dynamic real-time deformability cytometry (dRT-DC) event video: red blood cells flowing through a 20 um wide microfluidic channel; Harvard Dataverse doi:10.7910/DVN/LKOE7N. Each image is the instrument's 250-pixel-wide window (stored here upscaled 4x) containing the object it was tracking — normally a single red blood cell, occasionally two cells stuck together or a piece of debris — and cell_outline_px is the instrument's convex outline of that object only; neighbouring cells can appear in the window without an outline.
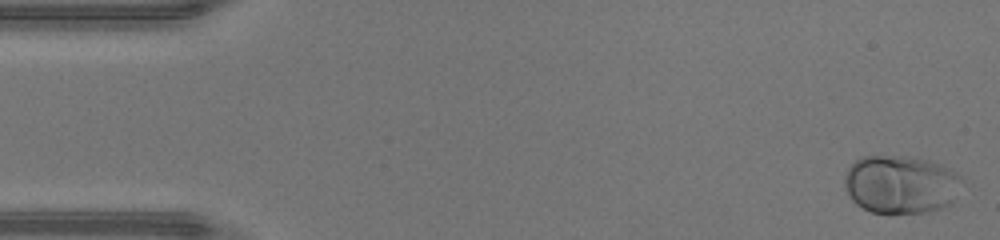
{"species": "human", "species_latin": "Homo sapiens", "temperature_condition": "warm", "stored_images_in_passage": 46, "camera_frame_rate_fps": 3000, "um_per_image_px": 0.085, "donor": {"sex": "male"}, "frame": {"image": 1, "passage_image": 1, "time_ms": 0.0, "image_size_px": [1000, 240], "cell_outline_px": [[960, 180], [952, 204], [928, 212], [872, 212], [856, 204], [852, 200], [844, 184], [844, 176], [848, 168], [860, 156], [908, 156], [928, 160], [948, 168], [956, 172], [960, 176]], "centroid_in_image_um": [76.53, 15.66], "position_along_channel_um": 8.5, "area_um2": 39.42}}
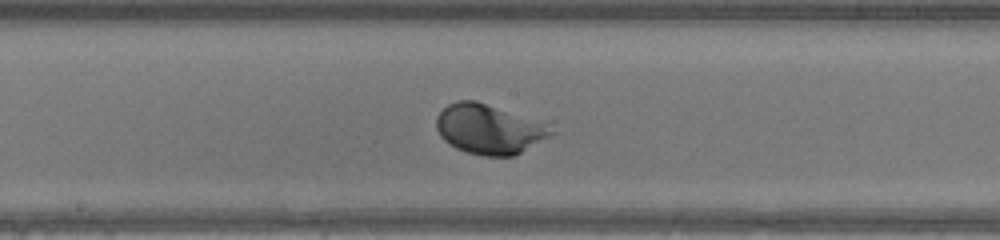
{"frame": {"image": 2, "passage_image": 24, "time_ms": 7.667, "image_size_px": [1000, 240], "cell_outline_px": [[556, 132], [520, 152], [512, 156], [480, 156], [456, 148], [444, 140], [440, 136], [436, 128], [436, 116], [448, 104], [456, 100], [476, 100], [544, 124]], "centroid_in_image_um": [41.48, 10.98], "position_along_channel_um": 206.7, "area_um2": 32.54}}
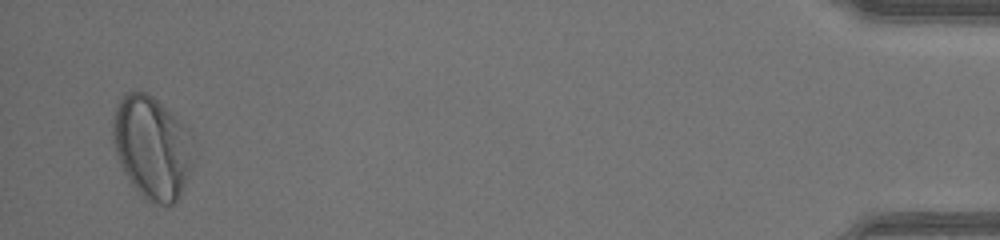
{"frame": {"image": 3, "passage_image": 45, "time_ms": 14.667, "image_size_px": [1000, 240], "cell_outline_px": [[192, 132], [188, 172], [184, 184], [176, 200], [172, 204], [160, 204], [144, 200], [128, 180], [120, 164], [112, 140], [112, 116], [116, 104], [120, 96], [124, 92], [144, 92], [152, 96], [180, 120]], "centroid_in_image_um": [12.85, 12.48], "position_along_channel_um": 422.4, "area_um2": 47.92}, "authors_computed_cell_mechanics": {"area_um2": 33.1483, "velocity_mm_per_s": 4.4084, "shape_relaxation_time_tau1_ms": 1.4498, "shape_relaxation_time_tau2_ms": null, "deformation_change_tau1": 0.1544, "deformation_change_tau2": null}}